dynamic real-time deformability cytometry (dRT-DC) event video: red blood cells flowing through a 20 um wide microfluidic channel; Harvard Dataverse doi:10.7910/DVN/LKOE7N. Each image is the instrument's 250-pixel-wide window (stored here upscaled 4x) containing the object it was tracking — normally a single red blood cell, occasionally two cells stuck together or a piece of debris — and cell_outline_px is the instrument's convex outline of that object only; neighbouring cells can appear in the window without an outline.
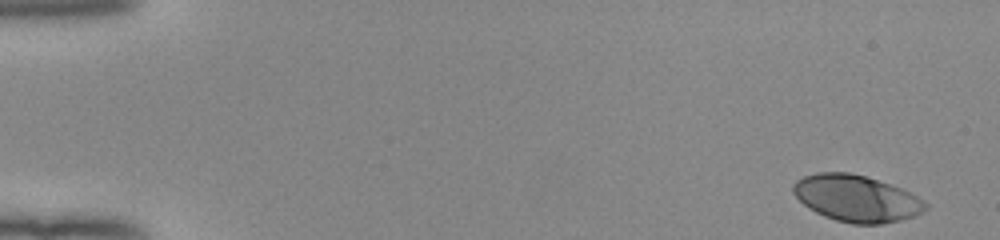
{"species": "human", "species_latin": "Homo sapiens", "temperature_condition": "room temperature", "stored_images_in_passage": 51, "camera_frame_rate_fps": 3000, "um_per_image_px": 0.085, "donor": {"sex": "female"}, "frame": {"image": 1, "passage_image": 1, "time_ms": 0.0, "image_size_px": [1000, 240], "cell_outline_px": [[928, 208], [912, 216], [900, 220], [880, 224], [852, 224], [836, 220], [824, 216], [808, 208], [792, 192], [792, 184], [796, 180], [804, 176], [816, 172], [848, 172], [864, 176], [900, 188], [916, 196], [928, 204]], "centroid_in_image_um": [72.75, 16.86], "position_along_channel_um": 12.3, "area_um2": 35.6}}
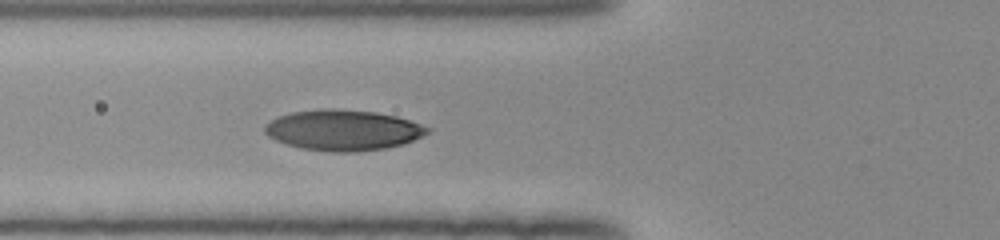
{"frame": {"image": 2, "passage_image": 19, "time_ms": 6.0, "image_size_px": [1000, 240], "cell_outline_px": [[432, 128], [424, 136], [404, 144], [384, 148], [356, 152], [328, 152], [300, 148], [276, 140], [268, 136], [264, 132], [264, 128], [272, 120], [280, 116], [292, 112], [324, 108], [332, 108], [376, 112], [396, 116]], "centroid_in_image_um": [29.19, 11.07], "position_along_channel_um": 96.6, "area_um2": 38.49}}
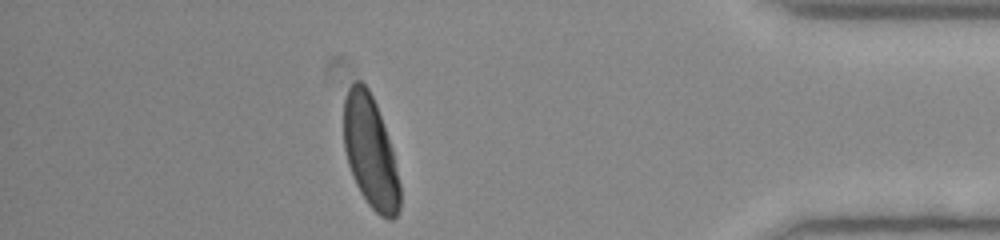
{"frame": {"image": 3, "passage_image": 45, "time_ms": 14.667, "image_size_px": [1000, 240], "cell_outline_px": [[400, 208], [396, 216], [392, 220], [388, 220], [380, 216], [368, 204], [360, 192], [352, 176], [348, 164], [344, 148], [344, 100], [348, 88], [356, 80], [360, 80], [368, 88], [376, 104], [392, 148], [400, 184]], "centroid_in_image_um": [31.48, 12.95], "position_along_channel_um": 403.7, "area_um2": 36.65}, "authors_computed_cell_mechanics": {"area_um2": 36.8764, "velocity_mm_per_s": 3.962, "shape_relaxation_time_tau1_ms": 2.4848, "shape_relaxation_time_tau2_ms": null, "deformation_change_tau1": 0.167, "deformation_change_tau2": null}}